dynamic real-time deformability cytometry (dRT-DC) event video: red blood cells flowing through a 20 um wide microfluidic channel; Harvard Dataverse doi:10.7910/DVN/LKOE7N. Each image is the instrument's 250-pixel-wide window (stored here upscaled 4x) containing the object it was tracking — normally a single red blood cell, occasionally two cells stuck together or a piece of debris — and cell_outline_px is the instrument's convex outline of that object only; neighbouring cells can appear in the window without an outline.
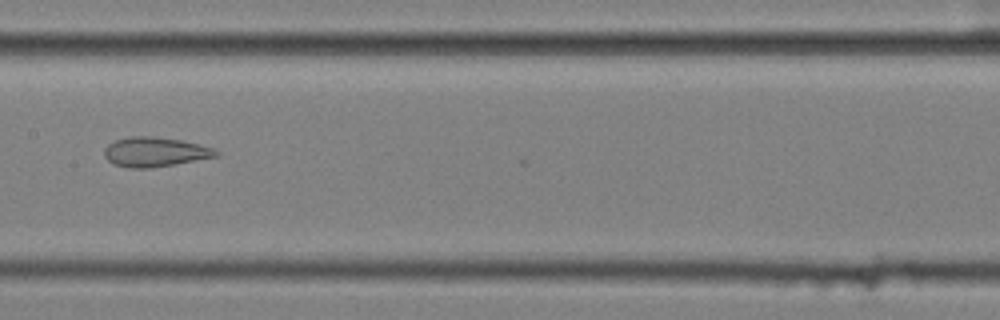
{"species": "common noctule bat (a hibernating species)", "species_latin": "Nyctalus noctula", "temperature_condition": "cold", "stored_images_in_passage": 9, "camera_frame_rate_fps": 3000, "um_per_image_px": 0.085, "animal": {"sex": "female", "body_mass_g": 25.1}, "frame": {"image": 1, "passage_image": 9, "time_ms": 2.667, "image_size_px": [1000, 320], "cell_outline_px": [[220, 156], [148, 168], [128, 168], [112, 164], [104, 156], [104, 148], [108, 144], [116, 140], [132, 136], [152, 136], [180, 140], [212, 148], [220, 152]], "centroid_in_image_um": [13.13, 12.92], "position_along_channel_um": 194.3, "area_um2": 19.07}}